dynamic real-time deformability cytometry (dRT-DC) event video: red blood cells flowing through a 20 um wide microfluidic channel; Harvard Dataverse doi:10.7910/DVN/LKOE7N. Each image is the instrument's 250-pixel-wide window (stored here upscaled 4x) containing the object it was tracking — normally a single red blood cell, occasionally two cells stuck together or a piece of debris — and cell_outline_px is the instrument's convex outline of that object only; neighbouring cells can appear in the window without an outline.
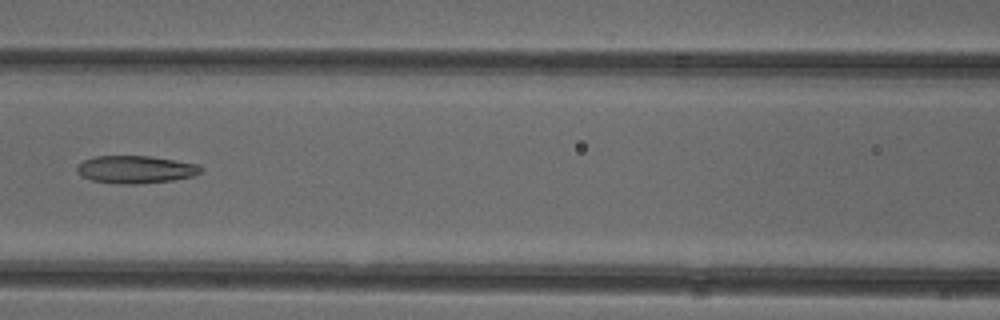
{"species": "common noctule bat (a hibernating species)", "species_latin": "Nyctalus noctula", "temperature_condition": "cold", "stored_images_in_passage": 7, "camera_frame_rate_fps": 3000, "um_per_image_px": 0.085, "animal": {"sex": "female"}, "frame": {"image": 1, "passage_image": 6, "time_ms": 1.667, "image_size_px": [1000, 320], "cell_outline_px": [[204, 168], [200, 172], [192, 176], [172, 180], [136, 184], [120, 184], [92, 180], [80, 176], [76, 168], [84, 160], [96, 156], [152, 156], [200, 164]], "centroid_in_image_um": [11.55, 14.4], "position_along_channel_um": 155.0, "area_um2": 19.94}}
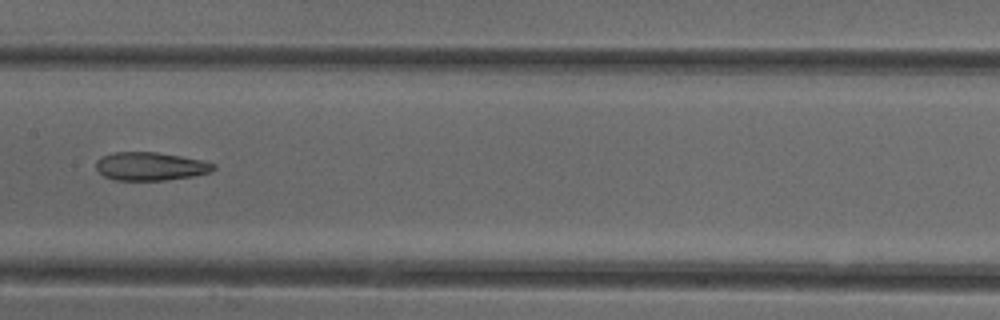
{"frame": {"image": 2, "passage_image": 7, "time_ms": 2.0, "image_size_px": [1000, 320], "cell_outline_px": [[216, 168], [212, 172], [192, 176], [164, 180], [116, 180], [104, 176], [96, 168], [96, 160], [100, 156], [116, 152], [156, 152], [180, 156], [200, 160], [216, 164]], "centroid_in_image_um": [12.78, 14.13], "position_along_channel_um": 194.6, "area_um2": 19.31}}